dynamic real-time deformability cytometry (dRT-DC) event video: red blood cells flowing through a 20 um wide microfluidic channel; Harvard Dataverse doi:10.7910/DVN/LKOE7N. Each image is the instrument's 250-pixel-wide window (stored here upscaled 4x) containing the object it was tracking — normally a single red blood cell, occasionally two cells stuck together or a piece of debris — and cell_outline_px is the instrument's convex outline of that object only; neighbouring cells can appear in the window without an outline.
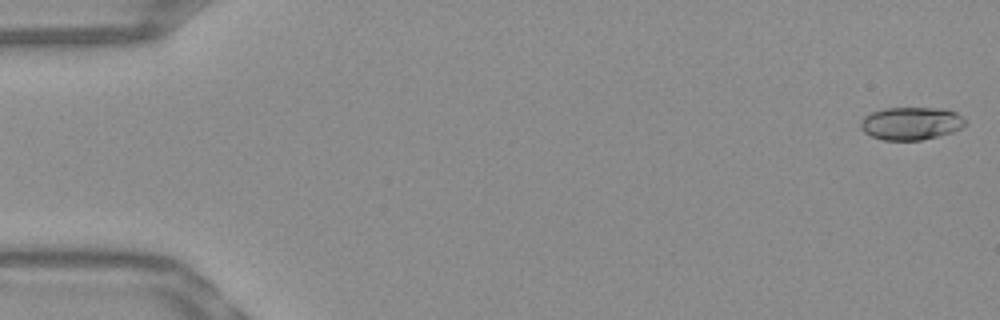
{"species": "Egyptian fruit bat (a non-hibernating species)", "species_latin": "Rousettus aegyptiacus", "temperature_condition": "warm", "stored_images_in_passage": 53, "camera_frame_rate_fps": 3000, "um_per_image_px": 0.085, "frame": {"image": 1, "passage_image": 1, "time_ms": 0.0, "image_size_px": [1000, 320], "cell_outline_px": [[964, 124], [960, 128], [952, 132], [920, 140], [884, 140], [872, 136], [864, 132], [860, 128], [860, 120], [864, 116], [872, 112], [884, 108], [948, 108], [956, 112], [964, 120]], "centroid_in_image_um": [77.4, 10.48], "position_along_channel_um": 7.6, "area_um2": 19.94}}
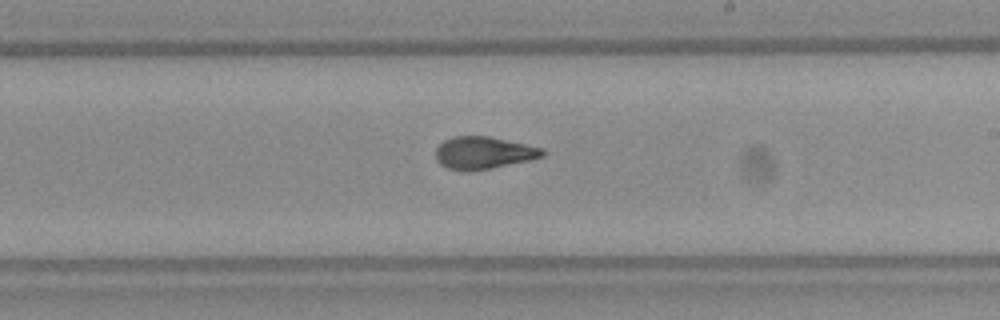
{"frame": {"image": 2, "passage_image": 31, "time_ms": 10.0, "image_size_px": [1000, 320], "cell_outline_px": [[544, 156], [532, 160], [492, 168], [448, 168], [440, 164], [436, 160], [436, 148], [444, 140], [452, 136], [488, 136], [544, 148]], "centroid_in_image_um": [41.14, 12.95], "position_along_channel_um": 247.9, "area_um2": 19.65}}
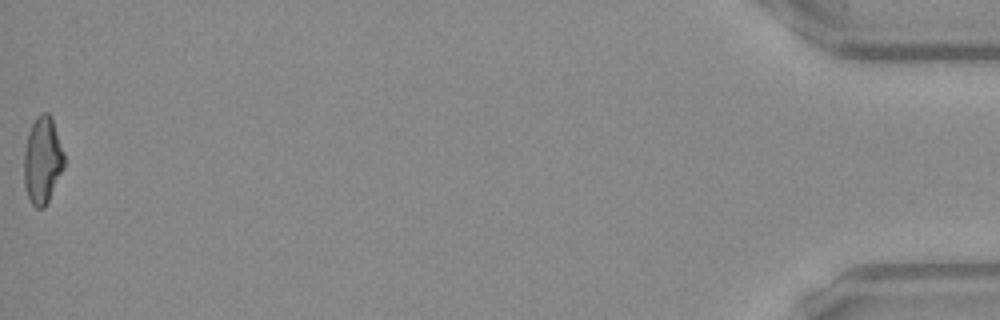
{"frame": {"image": 3, "passage_image": 53, "time_ms": 17.333, "image_size_px": [1000, 320], "cell_outline_px": [[64, 168], [44, 208], [36, 208], [28, 200], [24, 184], [24, 152], [28, 132], [36, 116], [40, 112], [48, 112], [52, 116], [64, 152]], "centroid_in_image_um": [3.61, 13.6], "position_along_channel_um": 431.6, "area_um2": 20.58}, "authors_computed_cell_mechanics": {"area_um2": 20.0566, "velocity_mm_per_s": 3.8519, "shape_relaxation_time_tau1_ms": 8.321, "shape_relaxation_time_tau2_ms": 2.135, "deformation_change_tau1": 0.2342, "deformation_change_tau2": 0.0884}}